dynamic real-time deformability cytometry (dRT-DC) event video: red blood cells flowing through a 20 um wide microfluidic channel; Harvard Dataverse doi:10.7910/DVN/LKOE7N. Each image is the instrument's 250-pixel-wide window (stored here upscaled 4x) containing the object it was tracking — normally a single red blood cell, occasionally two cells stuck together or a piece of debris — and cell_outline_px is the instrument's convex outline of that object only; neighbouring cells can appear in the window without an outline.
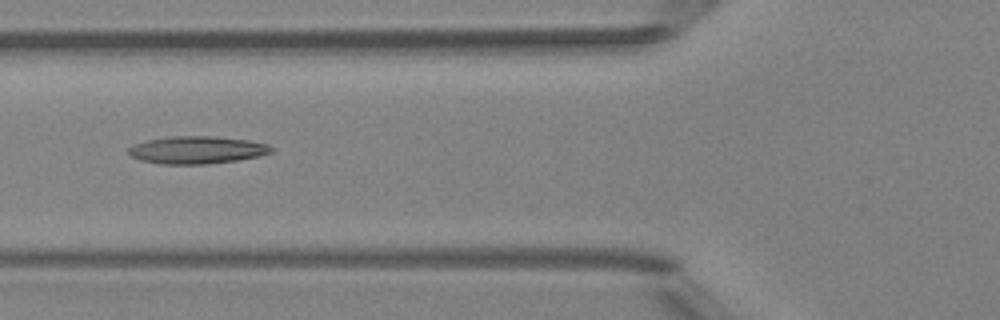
{"species": "Egyptian fruit bat (a non-hibernating species)", "species_latin": "Rousettus aegyptiacus", "temperature_condition": "room temperature", "stored_images_in_passage": 3, "camera_frame_rate_fps": 3000, "um_per_image_px": 0.085, "animal": {"sex": "female"}, "frame": {"image": 1, "passage_image": 3, "time_ms": 0.667, "image_size_px": [1000, 320], "cell_outline_px": [[272, 152], [260, 156], [236, 160], [208, 164], [160, 164], [140, 160], [132, 156], [128, 152], [128, 148], [136, 144], [148, 140], [172, 136], [212, 136], [248, 140], [268, 144], [272, 148]], "centroid_in_image_um": [16.75, 12.75], "position_along_channel_um": 109.0, "area_um2": 22.77}}